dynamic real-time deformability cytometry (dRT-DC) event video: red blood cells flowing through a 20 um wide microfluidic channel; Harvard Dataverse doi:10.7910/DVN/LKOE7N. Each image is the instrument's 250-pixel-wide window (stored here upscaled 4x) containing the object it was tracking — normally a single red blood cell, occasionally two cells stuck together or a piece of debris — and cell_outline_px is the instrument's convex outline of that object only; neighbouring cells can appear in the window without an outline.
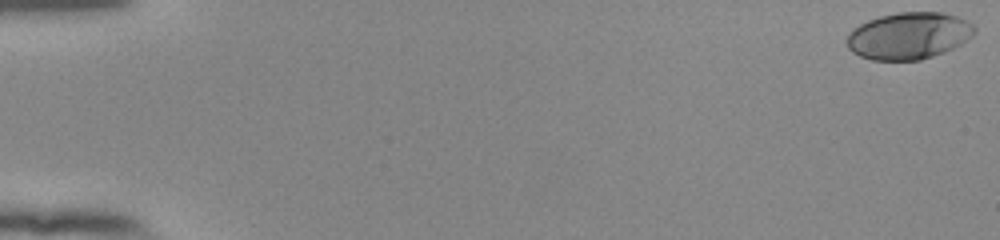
{"species": "human", "species_latin": "Homo sapiens", "temperature_condition": "room temperature", "stored_images_in_passage": 53, "camera_frame_rate_fps": 3000, "um_per_image_px": 0.085, "donor": {"sex": "female"}, "frame": {"image": 1, "passage_image": 1, "time_ms": 0.0, "image_size_px": [1000, 240], "cell_outline_px": [[976, 32], [972, 36], [960, 44], [944, 52], [920, 60], [872, 60], [860, 56], [852, 52], [848, 48], [848, 36], [860, 24], [868, 20], [880, 16], [900, 12], [940, 12], [956, 16], [972, 24], [976, 28]], "centroid_in_image_um": [77.26, 3.04], "position_along_channel_um": 7.7, "area_um2": 34.51}}
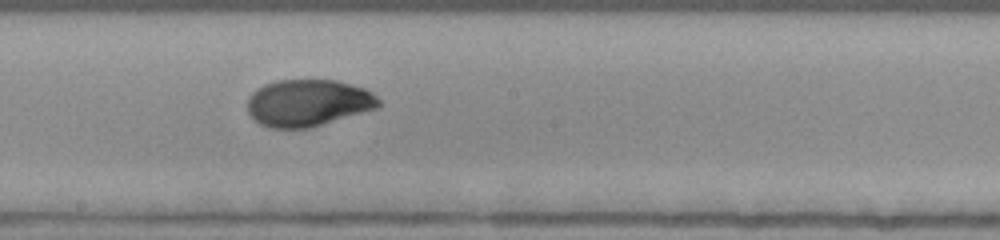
{"frame": {"image": 2, "passage_image": 31, "time_ms": 10.0, "image_size_px": [1000, 240], "cell_outline_px": [[380, 108], [308, 128], [272, 128], [260, 124], [248, 112], [248, 96], [256, 88], [264, 84], [276, 80], [336, 80], [352, 84], [364, 88], [372, 92], [380, 100]], "centroid_in_image_um": [26.2, 8.73], "position_along_channel_um": 222.0, "area_um2": 36.07}}
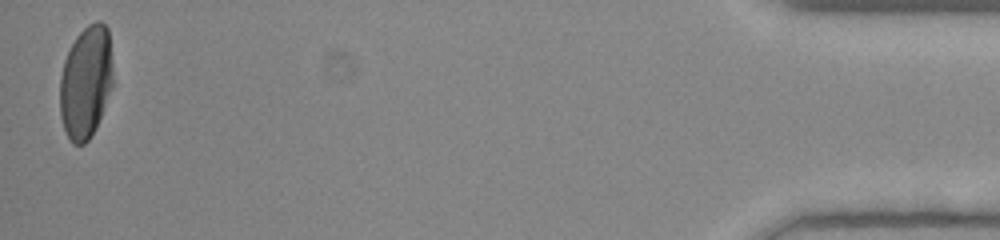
{"frame": {"image": 3, "passage_image": 53, "time_ms": 17.333, "image_size_px": [1000, 240], "cell_outline_px": [[112, 88], [96, 128], [88, 140], [84, 144], [72, 144], [64, 128], [60, 116], [60, 76], [64, 60], [76, 36], [88, 24], [96, 20], [100, 20], [108, 28], [112, 64]], "centroid_in_image_um": [7.3, 6.97], "position_along_channel_um": 427.9, "area_um2": 34.91}, "authors_computed_cell_mechanics": {"area_um2": 35.4314, "velocity_mm_per_s": 3.942, "shape_relaxation_time_tau1_ms": 5.5149, "shape_relaxation_time_tau2_ms": 1.0603, "deformation_change_tau1": 0.2259, "deformation_change_tau2": 0.0367}}